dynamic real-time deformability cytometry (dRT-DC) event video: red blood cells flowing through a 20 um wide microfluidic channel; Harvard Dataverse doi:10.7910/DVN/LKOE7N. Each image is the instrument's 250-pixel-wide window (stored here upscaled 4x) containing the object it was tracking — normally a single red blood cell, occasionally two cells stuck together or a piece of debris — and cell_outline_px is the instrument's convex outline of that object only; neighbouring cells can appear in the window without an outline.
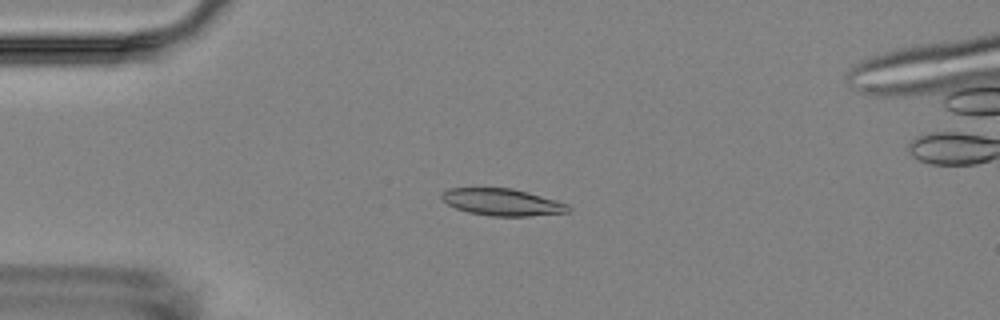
{"species": "Egyptian fruit bat (a non-hibernating species)", "species_latin": "Rousettus aegyptiacus", "temperature_condition": "room temperature", "stored_images_in_passage": 5, "camera_frame_rate_fps": 3000, "um_per_image_px": 0.085, "animal": {"sex": "female"}, "frame": {"image": 1, "passage_image": 3, "time_ms": 2.333, "image_size_px": [1000, 320], "cell_outline_px": [[572, 208], [568, 212], [528, 216], [488, 216], [468, 212], [456, 208], [440, 200], [440, 192], [448, 188], [512, 188], [528, 192], [556, 200], [568, 204]], "centroid_in_image_um": [42.65, 17.18], "position_along_channel_um": 42.4, "area_um2": 20.06}}